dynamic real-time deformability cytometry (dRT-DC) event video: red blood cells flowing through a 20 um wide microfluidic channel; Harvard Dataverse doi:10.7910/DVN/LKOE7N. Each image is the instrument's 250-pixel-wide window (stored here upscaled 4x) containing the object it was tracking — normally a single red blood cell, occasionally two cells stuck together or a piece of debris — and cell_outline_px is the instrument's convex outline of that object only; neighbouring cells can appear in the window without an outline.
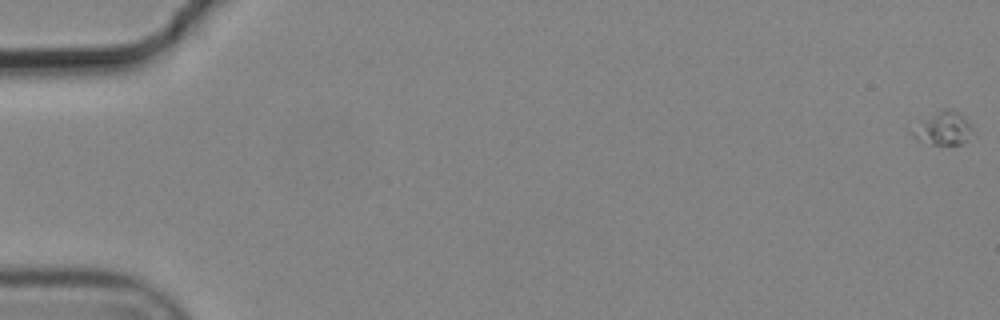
{"species": "common noctule bat (a hibernating species)", "species_latin": "Nyctalus noctula", "temperature_condition": "cold", "stored_images_in_passage": 6, "camera_frame_rate_fps": 3000, "um_per_image_px": 0.085, "animal": {"sex": "male", "body_mass_g": 19.2, "forearm_length_mm": 51.8}, "frame": {"image": 1, "passage_image": 1, "time_ms": 0.0, "image_size_px": [1000, 320], "cell_outline_px": [[972, 128], [968, 140], [964, 144], [932, 144], [916, 140], [912, 132], [944, 108], [952, 108], [960, 112], [964, 116]], "centroid_in_image_um": [80.29, 10.94], "position_along_channel_um": 4.7, "area_um2": 10.92}}